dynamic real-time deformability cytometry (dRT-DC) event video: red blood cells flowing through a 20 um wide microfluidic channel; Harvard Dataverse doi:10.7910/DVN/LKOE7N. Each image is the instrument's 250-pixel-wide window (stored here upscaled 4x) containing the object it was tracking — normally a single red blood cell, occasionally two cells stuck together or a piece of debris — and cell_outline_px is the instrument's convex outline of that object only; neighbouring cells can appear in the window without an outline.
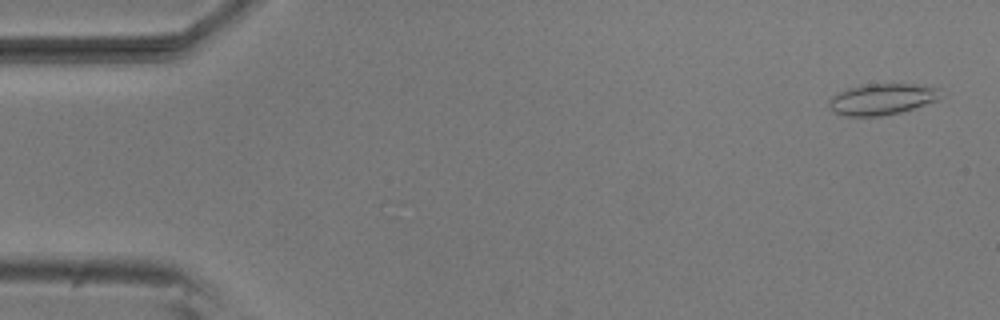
{"species": "common noctule bat (a hibernating species)", "species_latin": "Nyctalus noctula", "temperature_condition": "room temperature", "stored_images_in_passage": 53, "camera_frame_rate_fps": 3000, "um_per_image_px": 0.085, "animal": {"sex": "male", "body_mass_g": 20.5, "forearm_length_mm": 52.5}, "frame": {"image": 1, "passage_image": 2, "time_ms": 0.333, "image_size_px": [1000, 320], "cell_outline_px": [[940, 100], [900, 112], [880, 116], [844, 116], [832, 112], [828, 104], [828, 100], [832, 96], [848, 88], [868, 84], [912, 84], [940, 88]], "centroid_in_image_um": [74.96, 8.44], "position_along_channel_um": 10.0, "area_um2": 20.29}}
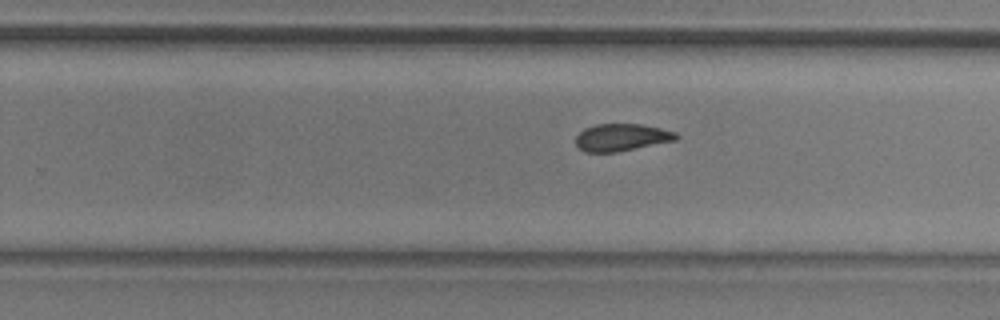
{"frame": {"image": 2, "passage_image": 33, "time_ms": 10.667, "image_size_px": [1000, 320], "cell_outline_px": [[680, 136], [676, 140], [616, 152], [584, 152], [576, 144], [576, 136], [584, 128], [596, 124], [640, 124], [660, 128], [676, 132]], "centroid_in_image_um": [52.83, 11.67], "position_along_channel_um": 277.0, "area_um2": 15.9}}
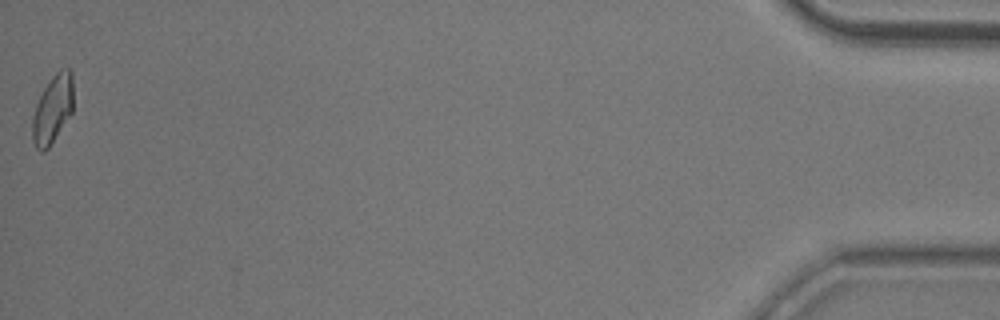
{"frame": {"image": 3, "passage_image": 53, "time_ms": 17.333, "image_size_px": [1000, 320], "cell_outline_px": [[72, 112], [48, 148], [44, 152], [40, 152], [36, 148], [32, 140], [32, 116], [36, 104], [44, 88], [52, 76], [60, 68], [68, 68], [72, 72]], "centroid_in_image_um": [4.45, 9.28], "position_along_channel_um": 430.7, "area_um2": 16.18}, "authors_computed_cell_mechanics": {"area_um2": 16.8198, "velocity_mm_per_s": 3.7898, "shape_relaxation_time_tau1_ms": 6.9311, "shape_relaxation_time_tau2_ms": 2.3115, "deformation_change_tau1": 0.1514, "deformation_change_tau2": 0.0645}}